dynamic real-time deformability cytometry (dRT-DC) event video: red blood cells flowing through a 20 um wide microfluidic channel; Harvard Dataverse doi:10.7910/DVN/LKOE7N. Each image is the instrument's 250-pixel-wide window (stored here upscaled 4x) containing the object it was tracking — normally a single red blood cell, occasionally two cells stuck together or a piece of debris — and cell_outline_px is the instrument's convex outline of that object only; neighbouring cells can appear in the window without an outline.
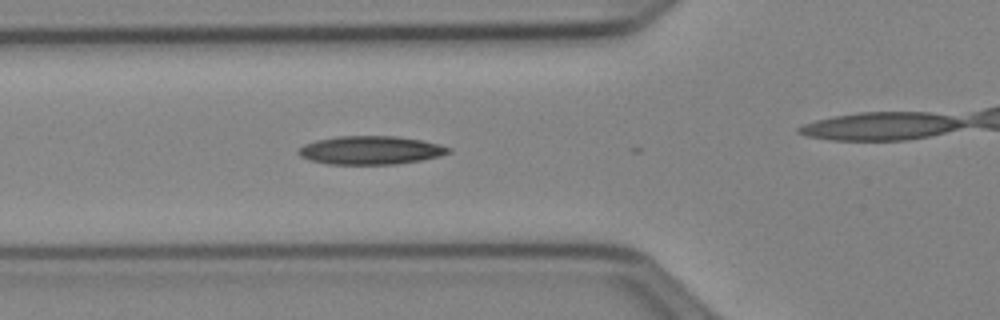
{"species": "Egyptian fruit bat (a non-hibernating species)", "species_latin": "Rousettus aegyptiacus", "temperature_condition": "cold", "stored_images_in_passage": 13, "camera_frame_rate_fps": 3000, "um_per_image_px": 0.085, "animal": {"sex": "female"}, "frame": {"image": 1, "passage_image": 9, "time_ms": 2.667, "image_size_px": [1000, 320], "cell_outline_px": [[452, 152], [440, 156], [420, 160], [396, 164], [328, 164], [308, 160], [300, 156], [296, 152], [304, 144], [316, 140], [336, 136], [396, 136], [420, 140], [440, 144], [452, 148]], "centroid_in_image_um": [31.49, 12.77], "position_along_channel_um": 94.3, "area_um2": 24.97}}
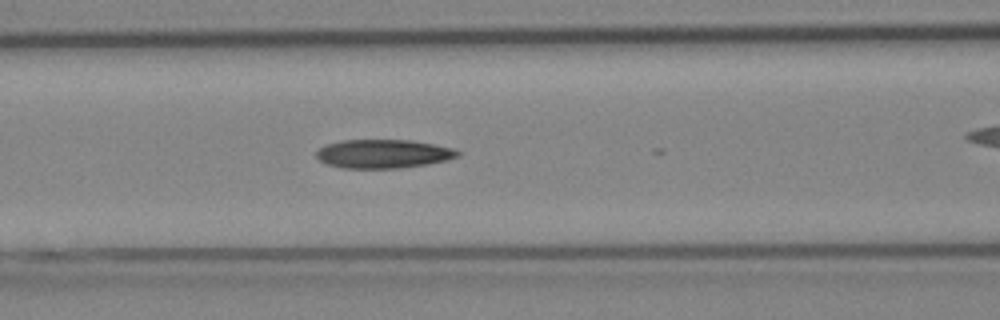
{"frame": {"image": 2, "passage_image": 12, "time_ms": 3.667, "image_size_px": [1000, 320], "cell_outline_px": [[460, 156], [428, 164], [400, 168], [340, 168], [328, 164], [320, 160], [316, 156], [316, 152], [320, 148], [328, 144], [344, 140], [408, 140], [432, 144], [452, 148], [460, 152]], "centroid_in_image_um": [32.57, 13.08], "position_along_channel_um": 134.0, "area_um2": 23.41}}